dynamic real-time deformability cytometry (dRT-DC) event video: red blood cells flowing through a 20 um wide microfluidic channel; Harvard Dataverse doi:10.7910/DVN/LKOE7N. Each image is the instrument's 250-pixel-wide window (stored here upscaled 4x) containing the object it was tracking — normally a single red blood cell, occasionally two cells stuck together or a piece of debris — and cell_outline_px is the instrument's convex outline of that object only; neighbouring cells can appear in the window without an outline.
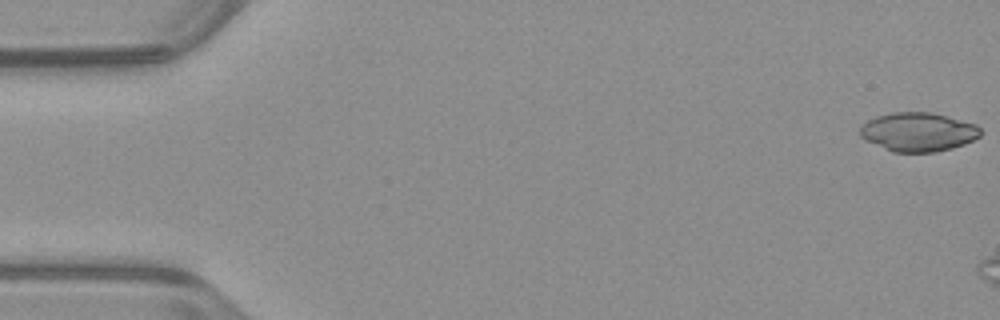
{"species": "common noctule bat (a hibernating species)", "species_latin": "Nyctalus noctula", "temperature_condition": "warm", "stored_images_in_passage": 7, "camera_frame_rate_fps": 3000, "um_per_image_px": 0.085, "animal": {"sex": "male", "body_mass_g": 23.1, "forearm_length_mm": 52.7}, "frame": {"image": 1, "passage_image": 1, "time_ms": 0.0, "image_size_px": [1000, 320], "cell_outline_px": [[980, 136], [964, 144], [952, 148], [936, 152], [892, 152], [864, 140], [860, 136], [860, 124], [876, 116], [892, 112], [932, 112], [948, 116], [976, 124], [980, 128]], "centroid_in_image_um": [78.01, 11.21], "position_along_channel_um": 7.0, "area_um2": 27.51}}